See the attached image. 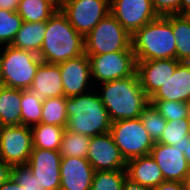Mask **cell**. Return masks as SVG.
<instances>
[{
	"instance_id": "cell-19",
	"label": "cell",
	"mask_w": 190,
	"mask_h": 190,
	"mask_svg": "<svg viewBox=\"0 0 190 190\" xmlns=\"http://www.w3.org/2000/svg\"><path fill=\"white\" fill-rule=\"evenodd\" d=\"M29 90L41 99L64 96L59 64L41 62Z\"/></svg>"
},
{
	"instance_id": "cell-11",
	"label": "cell",
	"mask_w": 190,
	"mask_h": 190,
	"mask_svg": "<svg viewBox=\"0 0 190 190\" xmlns=\"http://www.w3.org/2000/svg\"><path fill=\"white\" fill-rule=\"evenodd\" d=\"M110 13L132 36L158 17L151 0H110Z\"/></svg>"
},
{
	"instance_id": "cell-41",
	"label": "cell",
	"mask_w": 190,
	"mask_h": 190,
	"mask_svg": "<svg viewBox=\"0 0 190 190\" xmlns=\"http://www.w3.org/2000/svg\"><path fill=\"white\" fill-rule=\"evenodd\" d=\"M183 186L184 190H190V173L187 175V177L183 180Z\"/></svg>"
},
{
	"instance_id": "cell-25",
	"label": "cell",
	"mask_w": 190,
	"mask_h": 190,
	"mask_svg": "<svg viewBox=\"0 0 190 190\" xmlns=\"http://www.w3.org/2000/svg\"><path fill=\"white\" fill-rule=\"evenodd\" d=\"M65 128L45 123L31 126L33 148L59 151Z\"/></svg>"
},
{
	"instance_id": "cell-31",
	"label": "cell",
	"mask_w": 190,
	"mask_h": 190,
	"mask_svg": "<svg viewBox=\"0 0 190 190\" xmlns=\"http://www.w3.org/2000/svg\"><path fill=\"white\" fill-rule=\"evenodd\" d=\"M126 170L95 171L91 190H122Z\"/></svg>"
},
{
	"instance_id": "cell-46",
	"label": "cell",
	"mask_w": 190,
	"mask_h": 190,
	"mask_svg": "<svg viewBox=\"0 0 190 190\" xmlns=\"http://www.w3.org/2000/svg\"><path fill=\"white\" fill-rule=\"evenodd\" d=\"M2 85L1 72H0V86Z\"/></svg>"
},
{
	"instance_id": "cell-39",
	"label": "cell",
	"mask_w": 190,
	"mask_h": 190,
	"mask_svg": "<svg viewBox=\"0 0 190 190\" xmlns=\"http://www.w3.org/2000/svg\"><path fill=\"white\" fill-rule=\"evenodd\" d=\"M122 190H152V189L149 187L142 186L139 183L133 182L127 177L126 180L124 181Z\"/></svg>"
},
{
	"instance_id": "cell-42",
	"label": "cell",
	"mask_w": 190,
	"mask_h": 190,
	"mask_svg": "<svg viewBox=\"0 0 190 190\" xmlns=\"http://www.w3.org/2000/svg\"><path fill=\"white\" fill-rule=\"evenodd\" d=\"M47 1L51 2L59 10L64 0H47Z\"/></svg>"
},
{
	"instance_id": "cell-23",
	"label": "cell",
	"mask_w": 190,
	"mask_h": 190,
	"mask_svg": "<svg viewBox=\"0 0 190 190\" xmlns=\"http://www.w3.org/2000/svg\"><path fill=\"white\" fill-rule=\"evenodd\" d=\"M171 23L176 40V59L190 62V19L185 14L165 16Z\"/></svg>"
},
{
	"instance_id": "cell-17",
	"label": "cell",
	"mask_w": 190,
	"mask_h": 190,
	"mask_svg": "<svg viewBox=\"0 0 190 190\" xmlns=\"http://www.w3.org/2000/svg\"><path fill=\"white\" fill-rule=\"evenodd\" d=\"M94 173L86 158H61L60 190H91Z\"/></svg>"
},
{
	"instance_id": "cell-28",
	"label": "cell",
	"mask_w": 190,
	"mask_h": 190,
	"mask_svg": "<svg viewBox=\"0 0 190 190\" xmlns=\"http://www.w3.org/2000/svg\"><path fill=\"white\" fill-rule=\"evenodd\" d=\"M68 115L66 110V97L43 99L41 122L49 125L66 127Z\"/></svg>"
},
{
	"instance_id": "cell-22",
	"label": "cell",
	"mask_w": 190,
	"mask_h": 190,
	"mask_svg": "<svg viewBox=\"0 0 190 190\" xmlns=\"http://www.w3.org/2000/svg\"><path fill=\"white\" fill-rule=\"evenodd\" d=\"M46 22L23 21L11 46L38 54L44 41Z\"/></svg>"
},
{
	"instance_id": "cell-8",
	"label": "cell",
	"mask_w": 190,
	"mask_h": 190,
	"mask_svg": "<svg viewBox=\"0 0 190 190\" xmlns=\"http://www.w3.org/2000/svg\"><path fill=\"white\" fill-rule=\"evenodd\" d=\"M92 81L103 83L132 76L136 72V59L133 50L115 51L100 55H88Z\"/></svg>"
},
{
	"instance_id": "cell-27",
	"label": "cell",
	"mask_w": 190,
	"mask_h": 190,
	"mask_svg": "<svg viewBox=\"0 0 190 190\" xmlns=\"http://www.w3.org/2000/svg\"><path fill=\"white\" fill-rule=\"evenodd\" d=\"M91 137L64 130L59 153L61 158L79 157L86 158Z\"/></svg>"
},
{
	"instance_id": "cell-14",
	"label": "cell",
	"mask_w": 190,
	"mask_h": 190,
	"mask_svg": "<svg viewBox=\"0 0 190 190\" xmlns=\"http://www.w3.org/2000/svg\"><path fill=\"white\" fill-rule=\"evenodd\" d=\"M59 68L65 97L78 96L92 90L93 85L89 82L92 79L91 66L87 54L59 63Z\"/></svg>"
},
{
	"instance_id": "cell-30",
	"label": "cell",
	"mask_w": 190,
	"mask_h": 190,
	"mask_svg": "<svg viewBox=\"0 0 190 190\" xmlns=\"http://www.w3.org/2000/svg\"><path fill=\"white\" fill-rule=\"evenodd\" d=\"M0 190H44L27 165L12 166V177L0 185Z\"/></svg>"
},
{
	"instance_id": "cell-43",
	"label": "cell",
	"mask_w": 190,
	"mask_h": 190,
	"mask_svg": "<svg viewBox=\"0 0 190 190\" xmlns=\"http://www.w3.org/2000/svg\"><path fill=\"white\" fill-rule=\"evenodd\" d=\"M184 156L185 158L187 159V162L190 166V143L189 145L185 148V151H184Z\"/></svg>"
},
{
	"instance_id": "cell-5",
	"label": "cell",
	"mask_w": 190,
	"mask_h": 190,
	"mask_svg": "<svg viewBox=\"0 0 190 190\" xmlns=\"http://www.w3.org/2000/svg\"><path fill=\"white\" fill-rule=\"evenodd\" d=\"M0 52L2 85L10 88L29 89L42 62L38 54L5 45Z\"/></svg>"
},
{
	"instance_id": "cell-29",
	"label": "cell",
	"mask_w": 190,
	"mask_h": 190,
	"mask_svg": "<svg viewBox=\"0 0 190 190\" xmlns=\"http://www.w3.org/2000/svg\"><path fill=\"white\" fill-rule=\"evenodd\" d=\"M21 124L33 126L41 122L43 99L29 89H21Z\"/></svg>"
},
{
	"instance_id": "cell-9",
	"label": "cell",
	"mask_w": 190,
	"mask_h": 190,
	"mask_svg": "<svg viewBox=\"0 0 190 190\" xmlns=\"http://www.w3.org/2000/svg\"><path fill=\"white\" fill-rule=\"evenodd\" d=\"M84 38L110 13V0H64L60 8Z\"/></svg>"
},
{
	"instance_id": "cell-36",
	"label": "cell",
	"mask_w": 190,
	"mask_h": 190,
	"mask_svg": "<svg viewBox=\"0 0 190 190\" xmlns=\"http://www.w3.org/2000/svg\"><path fill=\"white\" fill-rule=\"evenodd\" d=\"M12 177V166L0 158V185Z\"/></svg>"
},
{
	"instance_id": "cell-20",
	"label": "cell",
	"mask_w": 190,
	"mask_h": 190,
	"mask_svg": "<svg viewBox=\"0 0 190 190\" xmlns=\"http://www.w3.org/2000/svg\"><path fill=\"white\" fill-rule=\"evenodd\" d=\"M126 171L130 180L151 189L165 181L161 169L150 154L128 160Z\"/></svg>"
},
{
	"instance_id": "cell-26",
	"label": "cell",
	"mask_w": 190,
	"mask_h": 190,
	"mask_svg": "<svg viewBox=\"0 0 190 190\" xmlns=\"http://www.w3.org/2000/svg\"><path fill=\"white\" fill-rule=\"evenodd\" d=\"M58 9L47 0H20L17 13L25 22H46Z\"/></svg>"
},
{
	"instance_id": "cell-40",
	"label": "cell",
	"mask_w": 190,
	"mask_h": 190,
	"mask_svg": "<svg viewBox=\"0 0 190 190\" xmlns=\"http://www.w3.org/2000/svg\"><path fill=\"white\" fill-rule=\"evenodd\" d=\"M190 11V0H181V14H186Z\"/></svg>"
},
{
	"instance_id": "cell-12",
	"label": "cell",
	"mask_w": 190,
	"mask_h": 190,
	"mask_svg": "<svg viewBox=\"0 0 190 190\" xmlns=\"http://www.w3.org/2000/svg\"><path fill=\"white\" fill-rule=\"evenodd\" d=\"M86 159L95 171L126 170L127 166L110 132L91 137Z\"/></svg>"
},
{
	"instance_id": "cell-21",
	"label": "cell",
	"mask_w": 190,
	"mask_h": 190,
	"mask_svg": "<svg viewBox=\"0 0 190 190\" xmlns=\"http://www.w3.org/2000/svg\"><path fill=\"white\" fill-rule=\"evenodd\" d=\"M21 89L0 86V127L21 124Z\"/></svg>"
},
{
	"instance_id": "cell-35",
	"label": "cell",
	"mask_w": 190,
	"mask_h": 190,
	"mask_svg": "<svg viewBox=\"0 0 190 190\" xmlns=\"http://www.w3.org/2000/svg\"><path fill=\"white\" fill-rule=\"evenodd\" d=\"M158 16L181 14V0H151Z\"/></svg>"
},
{
	"instance_id": "cell-10",
	"label": "cell",
	"mask_w": 190,
	"mask_h": 190,
	"mask_svg": "<svg viewBox=\"0 0 190 190\" xmlns=\"http://www.w3.org/2000/svg\"><path fill=\"white\" fill-rule=\"evenodd\" d=\"M33 150L30 126L0 127V158L11 166L26 165Z\"/></svg>"
},
{
	"instance_id": "cell-15",
	"label": "cell",
	"mask_w": 190,
	"mask_h": 190,
	"mask_svg": "<svg viewBox=\"0 0 190 190\" xmlns=\"http://www.w3.org/2000/svg\"><path fill=\"white\" fill-rule=\"evenodd\" d=\"M180 63L179 60L154 59L136 61V73L143 91L151 98L161 86L173 76V73Z\"/></svg>"
},
{
	"instance_id": "cell-16",
	"label": "cell",
	"mask_w": 190,
	"mask_h": 190,
	"mask_svg": "<svg viewBox=\"0 0 190 190\" xmlns=\"http://www.w3.org/2000/svg\"><path fill=\"white\" fill-rule=\"evenodd\" d=\"M150 155L161 169L165 181L183 182L190 173L187 159L179 148L155 142Z\"/></svg>"
},
{
	"instance_id": "cell-18",
	"label": "cell",
	"mask_w": 190,
	"mask_h": 190,
	"mask_svg": "<svg viewBox=\"0 0 190 190\" xmlns=\"http://www.w3.org/2000/svg\"><path fill=\"white\" fill-rule=\"evenodd\" d=\"M190 100V62H180L173 76L150 98V101H181Z\"/></svg>"
},
{
	"instance_id": "cell-24",
	"label": "cell",
	"mask_w": 190,
	"mask_h": 190,
	"mask_svg": "<svg viewBox=\"0 0 190 190\" xmlns=\"http://www.w3.org/2000/svg\"><path fill=\"white\" fill-rule=\"evenodd\" d=\"M189 131L190 121L187 118L169 120L157 142L172 145L177 149H181V153H184L185 148L190 143Z\"/></svg>"
},
{
	"instance_id": "cell-37",
	"label": "cell",
	"mask_w": 190,
	"mask_h": 190,
	"mask_svg": "<svg viewBox=\"0 0 190 190\" xmlns=\"http://www.w3.org/2000/svg\"><path fill=\"white\" fill-rule=\"evenodd\" d=\"M152 190H184V186L179 181H164Z\"/></svg>"
},
{
	"instance_id": "cell-7",
	"label": "cell",
	"mask_w": 190,
	"mask_h": 190,
	"mask_svg": "<svg viewBox=\"0 0 190 190\" xmlns=\"http://www.w3.org/2000/svg\"><path fill=\"white\" fill-rule=\"evenodd\" d=\"M110 133L126 161L150 154L155 144L141 118L112 122Z\"/></svg>"
},
{
	"instance_id": "cell-6",
	"label": "cell",
	"mask_w": 190,
	"mask_h": 190,
	"mask_svg": "<svg viewBox=\"0 0 190 190\" xmlns=\"http://www.w3.org/2000/svg\"><path fill=\"white\" fill-rule=\"evenodd\" d=\"M85 54L100 55L132 50V36L109 13L84 38Z\"/></svg>"
},
{
	"instance_id": "cell-4",
	"label": "cell",
	"mask_w": 190,
	"mask_h": 190,
	"mask_svg": "<svg viewBox=\"0 0 190 190\" xmlns=\"http://www.w3.org/2000/svg\"><path fill=\"white\" fill-rule=\"evenodd\" d=\"M136 61L176 59V40L170 21L158 16L132 35Z\"/></svg>"
},
{
	"instance_id": "cell-44",
	"label": "cell",
	"mask_w": 190,
	"mask_h": 190,
	"mask_svg": "<svg viewBox=\"0 0 190 190\" xmlns=\"http://www.w3.org/2000/svg\"><path fill=\"white\" fill-rule=\"evenodd\" d=\"M186 108H187V119L190 121V100L186 102Z\"/></svg>"
},
{
	"instance_id": "cell-33",
	"label": "cell",
	"mask_w": 190,
	"mask_h": 190,
	"mask_svg": "<svg viewBox=\"0 0 190 190\" xmlns=\"http://www.w3.org/2000/svg\"><path fill=\"white\" fill-rule=\"evenodd\" d=\"M140 118L152 140L157 142L161 138L167 121L151 103L143 109Z\"/></svg>"
},
{
	"instance_id": "cell-13",
	"label": "cell",
	"mask_w": 190,
	"mask_h": 190,
	"mask_svg": "<svg viewBox=\"0 0 190 190\" xmlns=\"http://www.w3.org/2000/svg\"><path fill=\"white\" fill-rule=\"evenodd\" d=\"M44 190H60L61 154L56 150L33 148L26 164Z\"/></svg>"
},
{
	"instance_id": "cell-2",
	"label": "cell",
	"mask_w": 190,
	"mask_h": 190,
	"mask_svg": "<svg viewBox=\"0 0 190 190\" xmlns=\"http://www.w3.org/2000/svg\"><path fill=\"white\" fill-rule=\"evenodd\" d=\"M84 53V37L59 9L46 21L45 37L38 56L42 62L59 64Z\"/></svg>"
},
{
	"instance_id": "cell-38",
	"label": "cell",
	"mask_w": 190,
	"mask_h": 190,
	"mask_svg": "<svg viewBox=\"0 0 190 190\" xmlns=\"http://www.w3.org/2000/svg\"><path fill=\"white\" fill-rule=\"evenodd\" d=\"M20 0H0V9L16 12Z\"/></svg>"
},
{
	"instance_id": "cell-32",
	"label": "cell",
	"mask_w": 190,
	"mask_h": 190,
	"mask_svg": "<svg viewBox=\"0 0 190 190\" xmlns=\"http://www.w3.org/2000/svg\"><path fill=\"white\" fill-rule=\"evenodd\" d=\"M22 23L23 19L17 12L0 9V46L12 43Z\"/></svg>"
},
{
	"instance_id": "cell-3",
	"label": "cell",
	"mask_w": 190,
	"mask_h": 190,
	"mask_svg": "<svg viewBox=\"0 0 190 190\" xmlns=\"http://www.w3.org/2000/svg\"><path fill=\"white\" fill-rule=\"evenodd\" d=\"M66 110L68 131L89 137L110 132L112 121L98 91L66 97Z\"/></svg>"
},
{
	"instance_id": "cell-34",
	"label": "cell",
	"mask_w": 190,
	"mask_h": 190,
	"mask_svg": "<svg viewBox=\"0 0 190 190\" xmlns=\"http://www.w3.org/2000/svg\"><path fill=\"white\" fill-rule=\"evenodd\" d=\"M166 120L187 118L186 103L181 101H150Z\"/></svg>"
},
{
	"instance_id": "cell-45",
	"label": "cell",
	"mask_w": 190,
	"mask_h": 190,
	"mask_svg": "<svg viewBox=\"0 0 190 190\" xmlns=\"http://www.w3.org/2000/svg\"><path fill=\"white\" fill-rule=\"evenodd\" d=\"M190 19V11L185 14Z\"/></svg>"
},
{
	"instance_id": "cell-1",
	"label": "cell",
	"mask_w": 190,
	"mask_h": 190,
	"mask_svg": "<svg viewBox=\"0 0 190 190\" xmlns=\"http://www.w3.org/2000/svg\"><path fill=\"white\" fill-rule=\"evenodd\" d=\"M97 85L101 86L99 95L112 122L140 118L143 109L150 103L136 72L132 76Z\"/></svg>"
}]
</instances>
